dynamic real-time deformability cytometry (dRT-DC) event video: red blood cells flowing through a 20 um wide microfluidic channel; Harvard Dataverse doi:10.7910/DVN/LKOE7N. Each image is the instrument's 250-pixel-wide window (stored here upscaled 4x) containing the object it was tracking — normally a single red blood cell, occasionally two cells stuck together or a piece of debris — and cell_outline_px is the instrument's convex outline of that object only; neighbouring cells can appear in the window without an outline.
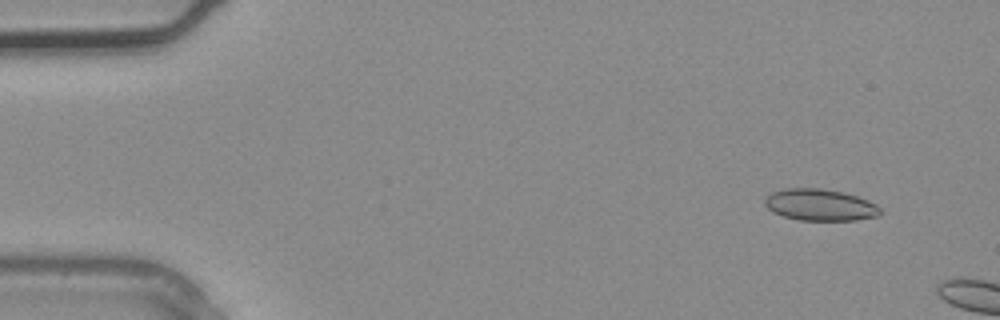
{"species": "common noctule bat (a hibernating species)", "species_latin": "Nyctalus noctula", "temperature_condition": "warm", "stored_images_in_passage": 2, "camera_frame_rate_fps": 3000, "um_per_image_px": 0.085, "animal": {"sex": "male", "body_mass_g": 20.4}, "frame": {"image": 1, "passage_image": 1, "time_ms": 0.0, "image_size_px": [1000, 320], "cell_outline_px": [[880, 212], [876, 216], [856, 220], [800, 220], [784, 216], [772, 212], [764, 204], [764, 200], [772, 192], [784, 188], [820, 188], [844, 192], [868, 200], [876, 204], [880, 208]], "centroid_in_image_um": [69.68, 17.41], "position_along_channel_um": 15.3, "area_um2": 21.21}}